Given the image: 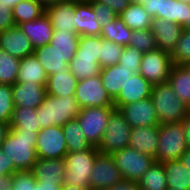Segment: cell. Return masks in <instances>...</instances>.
<instances>
[{"label": "cell", "mask_w": 190, "mask_h": 190, "mask_svg": "<svg viewBox=\"0 0 190 190\" xmlns=\"http://www.w3.org/2000/svg\"><path fill=\"white\" fill-rule=\"evenodd\" d=\"M10 128L24 129V131L39 132V114L30 107H14L9 123Z\"/></svg>", "instance_id": "31"}, {"label": "cell", "mask_w": 190, "mask_h": 190, "mask_svg": "<svg viewBox=\"0 0 190 190\" xmlns=\"http://www.w3.org/2000/svg\"><path fill=\"white\" fill-rule=\"evenodd\" d=\"M142 57L143 52L131 45H127L123 47V53L118 64L127 69H132L134 74H139Z\"/></svg>", "instance_id": "44"}, {"label": "cell", "mask_w": 190, "mask_h": 190, "mask_svg": "<svg viewBox=\"0 0 190 190\" xmlns=\"http://www.w3.org/2000/svg\"><path fill=\"white\" fill-rule=\"evenodd\" d=\"M0 48L19 59L34 53L31 41L17 25L0 32Z\"/></svg>", "instance_id": "17"}, {"label": "cell", "mask_w": 190, "mask_h": 190, "mask_svg": "<svg viewBox=\"0 0 190 190\" xmlns=\"http://www.w3.org/2000/svg\"><path fill=\"white\" fill-rule=\"evenodd\" d=\"M178 2H182V3H186V4H190V0H177Z\"/></svg>", "instance_id": "62"}, {"label": "cell", "mask_w": 190, "mask_h": 190, "mask_svg": "<svg viewBox=\"0 0 190 190\" xmlns=\"http://www.w3.org/2000/svg\"><path fill=\"white\" fill-rule=\"evenodd\" d=\"M166 172V182L168 189H188L190 190V172L180 160L163 162Z\"/></svg>", "instance_id": "30"}, {"label": "cell", "mask_w": 190, "mask_h": 190, "mask_svg": "<svg viewBox=\"0 0 190 190\" xmlns=\"http://www.w3.org/2000/svg\"><path fill=\"white\" fill-rule=\"evenodd\" d=\"M187 148L182 122L159 124L156 162L179 160Z\"/></svg>", "instance_id": "5"}, {"label": "cell", "mask_w": 190, "mask_h": 190, "mask_svg": "<svg viewBox=\"0 0 190 190\" xmlns=\"http://www.w3.org/2000/svg\"><path fill=\"white\" fill-rule=\"evenodd\" d=\"M19 27L29 38L34 49L49 44L54 33V28L46 13L34 21L20 24Z\"/></svg>", "instance_id": "21"}, {"label": "cell", "mask_w": 190, "mask_h": 190, "mask_svg": "<svg viewBox=\"0 0 190 190\" xmlns=\"http://www.w3.org/2000/svg\"><path fill=\"white\" fill-rule=\"evenodd\" d=\"M123 47L124 46L120 44L105 40L101 37L99 54V64L101 68L118 64L123 53Z\"/></svg>", "instance_id": "39"}, {"label": "cell", "mask_w": 190, "mask_h": 190, "mask_svg": "<svg viewBox=\"0 0 190 190\" xmlns=\"http://www.w3.org/2000/svg\"><path fill=\"white\" fill-rule=\"evenodd\" d=\"M22 0H1V2L5 5H8V8L13 10V7Z\"/></svg>", "instance_id": "58"}, {"label": "cell", "mask_w": 190, "mask_h": 190, "mask_svg": "<svg viewBox=\"0 0 190 190\" xmlns=\"http://www.w3.org/2000/svg\"><path fill=\"white\" fill-rule=\"evenodd\" d=\"M151 30L156 38L157 48L172 53L183 32V27L164 18H155Z\"/></svg>", "instance_id": "18"}, {"label": "cell", "mask_w": 190, "mask_h": 190, "mask_svg": "<svg viewBox=\"0 0 190 190\" xmlns=\"http://www.w3.org/2000/svg\"><path fill=\"white\" fill-rule=\"evenodd\" d=\"M131 127L122 113L115 109L108 120L104 136L98 147L99 152L112 154L128 147L130 142Z\"/></svg>", "instance_id": "8"}, {"label": "cell", "mask_w": 190, "mask_h": 190, "mask_svg": "<svg viewBox=\"0 0 190 190\" xmlns=\"http://www.w3.org/2000/svg\"><path fill=\"white\" fill-rule=\"evenodd\" d=\"M80 109L75 96L55 97L46 94L43 103L36 109L39 126L41 129L54 125L62 127L69 120L77 118Z\"/></svg>", "instance_id": "2"}, {"label": "cell", "mask_w": 190, "mask_h": 190, "mask_svg": "<svg viewBox=\"0 0 190 190\" xmlns=\"http://www.w3.org/2000/svg\"><path fill=\"white\" fill-rule=\"evenodd\" d=\"M152 87L153 85L141 74H134L127 80L114 100L115 108L119 110L123 105L151 97Z\"/></svg>", "instance_id": "15"}, {"label": "cell", "mask_w": 190, "mask_h": 190, "mask_svg": "<svg viewBox=\"0 0 190 190\" xmlns=\"http://www.w3.org/2000/svg\"><path fill=\"white\" fill-rule=\"evenodd\" d=\"M20 60L0 48V84L14 85L16 83Z\"/></svg>", "instance_id": "38"}, {"label": "cell", "mask_w": 190, "mask_h": 190, "mask_svg": "<svg viewBox=\"0 0 190 190\" xmlns=\"http://www.w3.org/2000/svg\"><path fill=\"white\" fill-rule=\"evenodd\" d=\"M134 75L132 69L120 64L101 68L100 77L103 87L114 101L127 80Z\"/></svg>", "instance_id": "23"}, {"label": "cell", "mask_w": 190, "mask_h": 190, "mask_svg": "<svg viewBox=\"0 0 190 190\" xmlns=\"http://www.w3.org/2000/svg\"><path fill=\"white\" fill-rule=\"evenodd\" d=\"M151 100L161 124L179 123L188 115L189 107L177 97L168 81L152 87Z\"/></svg>", "instance_id": "3"}, {"label": "cell", "mask_w": 190, "mask_h": 190, "mask_svg": "<svg viewBox=\"0 0 190 190\" xmlns=\"http://www.w3.org/2000/svg\"><path fill=\"white\" fill-rule=\"evenodd\" d=\"M98 3H103L112 8L117 15H120L130 4V0H94Z\"/></svg>", "instance_id": "49"}, {"label": "cell", "mask_w": 190, "mask_h": 190, "mask_svg": "<svg viewBox=\"0 0 190 190\" xmlns=\"http://www.w3.org/2000/svg\"><path fill=\"white\" fill-rule=\"evenodd\" d=\"M15 25L34 21L45 13V6L39 0H22L13 7Z\"/></svg>", "instance_id": "34"}, {"label": "cell", "mask_w": 190, "mask_h": 190, "mask_svg": "<svg viewBox=\"0 0 190 190\" xmlns=\"http://www.w3.org/2000/svg\"><path fill=\"white\" fill-rule=\"evenodd\" d=\"M69 1H72V2H75V3H80V2H89L91 0H69Z\"/></svg>", "instance_id": "60"}, {"label": "cell", "mask_w": 190, "mask_h": 190, "mask_svg": "<svg viewBox=\"0 0 190 190\" xmlns=\"http://www.w3.org/2000/svg\"><path fill=\"white\" fill-rule=\"evenodd\" d=\"M183 29L186 31H190V4H187V14L185 18V25Z\"/></svg>", "instance_id": "56"}, {"label": "cell", "mask_w": 190, "mask_h": 190, "mask_svg": "<svg viewBox=\"0 0 190 190\" xmlns=\"http://www.w3.org/2000/svg\"><path fill=\"white\" fill-rule=\"evenodd\" d=\"M12 190H37V182L32 171L16 172Z\"/></svg>", "instance_id": "45"}, {"label": "cell", "mask_w": 190, "mask_h": 190, "mask_svg": "<svg viewBox=\"0 0 190 190\" xmlns=\"http://www.w3.org/2000/svg\"><path fill=\"white\" fill-rule=\"evenodd\" d=\"M89 188L106 190L123 180L113 156L98 152L91 172Z\"/></svg>", "instance_id": "12"}, {"label": "cell", "mask_w": 190, "mask_h": 190, "mask_svg": "<svg viewBox=\"0 0 190 190\" xmlns=\"http://www.w3.org/2000/svg\"><path fill=\"white\" fill-rule=\"evenodd\" d=\"M46 96V87L42 84L16 82L12 85L14 107H30L37 109L41 106Z\"/></svg>", "instance_id": "16"}, {"label": "cell", "mask_w": 190, "mask_h": 190, "mask_svg": "<svg viewBox=\"0 0 190 190\" xmlns=\"http://www.w3.org/2000/svg\"><path fill=\"white\" fill-rule=\"evenodd\" d=\"M77 84L78 79L69 69L55 72V74L48 76L46 94L55 97L74 96Z\"/></svg>", "instance_id": "25"}, {"label": "cell", "mask_w": 190, "mask_h": 190, "mask_svg": "<svg viewBox=\"0 0 190 190\" xmlns=\"http://www.w3.org/2000/svg\"><path fill=\"white\" fill-rule=\"evenodd\" d=\"M131 33L132 30L118 15L116 19H113L111 22L101 27L100 36L105 40L127 46L129 45Z\"/></svg>", "instance_id": "36"}, {"label": "cell", "mask_w": 190, "mask_h": 190, "mask_svg": "<svg viewBox=\"0 0 190 190\" xmlns=\"http://www.w3.org/2000/svg\"><path fill=\"white\" fill-rule=\"evenodd\" d=\"M129 45L145 53L157 49L156 38L151 30H132Z\"/></svg>", "instance_id": "40"}, {"label": "cell", "mask_w": 190, "mask_h": 190, "mask_svg": "<svg viewBox=\"0 0 190 190\" xmlns=\"http://www.w3.org/2000/svg\"><path fill=\"white\" fill-rule=\"evenodd\" d=\"M171 56L174 65H190V31L183 30Z\"/></svg>", "instance_id": "41"}, {"label": "cell", "mask_w": 190, "mask_h": 190, "mask_svg": "<svg viewBox=\"0 0 190 190\" xmlns=\"http://www.w3.org/2000/svg\"><path fill=\"white\" fill-rule=\"evenodd\" d=\"M63 185H57L56 183H39L37 182V190H62Z\"/></svg>", "instance_id": "52"}, {"label": "cell", "mask_w": 190, "mask_h": 190, "mask_svg": "<svg viewBox=\"0 0 190 190\" xmlns=\"http://www.w3.org/2000/svg\"><path fill=\"white\" fill-rule=\"evenodd\" d=\"M98 152V148L93 146L85 151L68 152L63 159L65 163L63 185L72 184L88 189Z\"/></svg>", "instance_id": "4"}, {"label": "cell", "mask_w": 190, "mask_h": 190, "mask_svg": "<svg viewBox=\"0 0 190 190\" xmlns=\"http://www.w3.org/2000/svg\"><path fill=\"white\" fill-rule=\"evenodd\" d=\"M45 13L54 29L76 33L75 2L60 0L45 7Z\"/></svg>", "instance_id": "19"}, {"label": "cell", "mask_w": 190, "mask_h": 190, "mask_svg": "<svg viewBox=\"0 0 190 190\" xmlns=\"http://www.w3.org/2000/svg\"><path fill=\"white\" fill-rule=\"evenodd\" d=\"M106 190H140L138 186V182L122 180L121 182L114 184L112 187Z\"/></svg>", "instance_id": "50"}, {"label": "cell", "mask_w": 190, "mask_h": 190, "mask_svg": "<svg viewBox=\"0 0 190 190\" xmlns=\"http://www.w3.org/2000/svg\"><path fill=\"white\" fill-rule=\"evenodd\" d=\"M123 180L138 182L143 174L155 162L152 156L126 147L111 154Z\"/></svg>", "instance_id": "7"}, {"label": "cell", "mask_w": 190, "mask_h": 190, "mask_svg": "<svg viewBox=\"0 0 190 190\" xmlns=\"http://www.w3.org/2000/svg\"><path fill=\"white\" fill-rule=\"evenodd\" d=\"M45 7L51 5V4H55L56 2L60 1V0H39Z\"/></svg>", "instance_id": "59"}, {"label": "cell", "mask_w": 190, "mask_h": 190, "mask_svg": "<svg viewBox=\"0 0 190 190\" xmlns=\"http://www.w3.org/2000/svg\"><path fill=\"white\" fill-rule=\"evenodd\" d=\"M119 111L124 116L130 127L159 125L151 97L141 99L128 105H123Z\"/></svg>", "instance_id": "14"}, {"label": "cell", "mask_w": 190, "mask_h": 190, "mask_svg": "<svg viewBox=\"0 0 190 190\" xmlns=\"http://www.w3.org/2000/svg\"><path fill=\"white\" fill-rule=\"evenodd\" d=\"M182 164L188 169V171L190 172V147H188L184 154L180 157L179 159Z\"/></svg>", "instance_id": "55"}, {"label": "cell", "mask_w": 190, "mask_h": 190, "mask_svg": "<svg viewBox=\"0 0 190 190\" xmlns=\"http://www.w3.org/2000/svg\"><path fill=\"white\" fill-rule=\"evenodd\" d=\"M87 190H100V189H91V188H88Z\"/></svg>", "instance_id": "64"}, {"label": "cell", "mask_w": 190, "mask_h": 190, "mask_svg": "<svg viewBox=\"0 0 190 190\" xmlns=\"http://www.w3.org/2000/svg\"><path fill=\"white\" fill-rule=\"evenodd\" d=\"M74 96L80 108L114 106V101L102 85L100 75L78 80Z\"/></svg>", "instance_id": "10"}, {"label": "cell", "mask_w": 190, "mask_h": 190, "mask_svg": "<svg viewBox=\"0 0 190 190\" xmlns=\"http://www.w3.org/2000/svg\"><path fill=\"white\" fill-rule=\"evenodd\" d=\"M33 54L41 63L48 76L55 74V72L67 71L69 69V66L63 60L64 58L51 44L34 49Z\"/></svg>", "instance_id": "29"}, {"label": "cell", "mask_w": 190, "mask_h": 190, "mask_svg": "<svg viewBox=\"0 0 190 190\" xmlns=\"http://www.w3.org/2000/svg\"><path fill=\"white\" fill-rule=\"evenodd\" d=\"M172 66L171 53L157 48L143 53L139 74L154 86L168 81Z\"/></svg>", "instance_id": "9"}, {"label": "cell", "mask_w": 190, "mask_h": 190, "mask_svg": "<svg viewBox=\"0 0 190 190\" xmlns=\"http://www.w3.org/2000/svg\"><path fill=\"white\" fill-rule=\"evenodd\" d=\"M68 152H78L90 149L92 146L86 140L78 119H71L62 126Z\"/></svg>", "instance_id": "33"}, {"label": "cell", "mask_w": 190, "mask_h": 190, "mask_svg": "<svg viewBox=\"0 0 190 190\" xmlns=\"http://www.w3.org/2000/svg\"><path fill=\"white\" fill-rule=\"evenodd\" d=\"M101 36H80L75 57L99 58Z\"/></svg>", "instance_id": "42"}, {"label": "cell", "mask_w": 190, "mask_h": 190, "mask_svg": "<svg viewBox=\"0 0 190 190\" xmlns=\"http://www.w3.org/2000/svg\"><path fill=\"white\" fill-rule=\"evenodd\" d=\"M16 82H34L46 87L48 75L34 54L20 60Z\"/></svg>", "instance_id": "27"}, {"label": "cell", "mask_w": 190, "mask_h": 190, "mask_svg": "<svg viewBox=\"0 0 190 190\" xmlns=\"http://www.w3.org/2000/svg\"><path fill=\"white\" fill-rule=\"evenodd\" d=\"M35 149L39 159H64L68 150L62 127L54 125L41 129Z\"/></svg>", "instance_id": "11"}, {"label": "cell", "mask_w": 190, "mask_h": 190, "mask_svg": "<svg viewBox=\"0 0 190 190\" xmlns=\"http://www.w3.org/2000/svg\"><path fill=\"white\" fill-rule=\"evenodd\" d=\"M158 136L159 125L132 127L128 146L138 152L152 156L156 162Z\"/></svg>", "instance_id": "20"}, {"label": "cell", "mask_w": 190, "mask_h": 190, "mask_svg": "<svg viewBox=\"0 0 190 190\" xmlns=\"http://www.w3.org/2000/svg\"><path fill=\"white\" fill-rule=\"evenodd\" d=\"M168 82L177 97L190 108V65L173 64Z\"/></svg>", "instance_id": "28"}, {"label": "cell", "mask_w": 190, "mask_h": 190, "mask_svg": "<svg viewBox=\"0 0 190 190\" xmlns=\"http://www.w3.org/2000/svg\"><path fill=\"white\" fill-rule=\"evenodd\" d=\"M9 123L0 122V146L9 132Z\"/></svg>", "instance_id": "54"}, {"label": "cell", "mask_w": 190, "mask_h": 190, "mask_svg": "<svg viewBox=\"0 0 190 190\" xmlns=\"http://www.w3.org/2000/svg\"><path fill=\"white\" fill-rule=\"evenodd\" d=\"M131 4H141V0H130Z\"/></svg>", "instance_id": "61"}, {"label": "cell", "mask_w": 190, "mask_h": 190, "mask_svg": "<svg viewBox=\"0 0 190 190\" xmlns=\"http://www.w3.org/2000/svg\"><path fill=\"white\" fill-rule=\"evenodd\" d=\"M167 176L163 164L154 162L138 181L140 190H167Z\"/></svg>", "instance_id": "35"}, {"label": "cell", "mask_w": 190, "mask_h": 190, "mask_svg": "<svg viewBox=\"0 0 190 190\" xmlns=\"http://www.w3.org/2000/svg\"><path fill=\"white\" fill-rule=\"evenodd\" d=\"M14 163L0 150V176L15 174Z\"/></svg>", "instance_id": "48"}, {"label": "cell", "mask_w": 190, "mask_h": 190, "mask_svg": "<svg viewBox=\"0 0 190 190\" xmlns=\"http://www.w3.org/2000/svg\"><path fill=\"white\" fill-rule=\"evenodd\" d=\"M140 5L145 8L153 19L164 18L182 27L185 25L186 3L178 2L177 0H141Z\"/></svg>", "instance_id": "13"}, {"label": "cell", "mask_w": 190, "mask_h": 190, "mask_svg": "<svg viewBox=\"0 0 190 190\" xmlns=\"http://www.w3.org/2000/svg\"><path fill=\"white\" fill-rule=\"evenodd\" d=\"M182 125L184 129V133L186 136V141L188 147H190V116L186 115L185 118L182 120Z\"/></svg>", "instance_id": "53"}, {"label": "cell", "mask_w": 190, "mask_h": 190, "mask_svg": "<svg viewBox=\"0 0 190 190\" xmlns=\"http://www.w3.org/2000/svg\"><path fill=\"white\" fill-rule=\"evenodd\" d=\"M13 175L0 176V190H12Z\"/></svg>", "instance_id": "51"}, {"label": "cell", "mask_w": 190, "mask_h": 190, "mask_svg": "<svg viewBox=\"0 0 190 190\" xmlns=\"http://www.w3.org/2000/svg\"><path fill=\"white\" fill-rule=\"evenodd\" d=\"M38 132L10 128L0 150L14 163L16 172L31 171L38 157L35 149Z\"/></svg>", "instance_id": "1"}, {"label": "cell", "mask_w": 190, "mask_h": 190, "mask_svg": "<svg viewBox=\"0 0 190 190\" xmlns=\"http://www.w3.org/2000/svg\"><path fill=\"white\" fill-rule=\"evenodd\" d=\"M13 110L12 85L0 84V122L10 123Z\"/></svg>", "instance_id": "43"}, {"label": "cell", "mask_w": 190, "mask_h": 190, "mask_svg": "<svg viewBox=\"0 0 190 190\" xmlns=\"http://www.w3.org/2000/svg\"><path fill=\"white\" fill-rule=\"evenodd\" d=\"M62 190H87V189L84 187H81V186H75L72 184H68V185H63Z\"/></svg>", "instance_id": "57"}, {"label": "cell", "mask_w": 190, "mask_h": 190, "mask_svg": "<svg viewBox=\"0 0 190 190\" xmlns=\"http://www.w3.org/2000/svg\"><path fill=\"white\" fill-rule=\"evenodd\" d=\"M167 190H188V189H175V188H170V189H167Z\"/></svg>", "instance_id": "63"}, {"label": "cell", "mask_w": 190, "mask_h": 190, "mask_svg": "<svg viewBox=\"0 0 190 190\" xmlns=\"http://www.w3.org/2000/svg\"><path fill=\"white\" fill-rule=\"evenodd\" d=\"M15 26L13 11L0 0V32Z\"/></svg>", "instance_id": "47"}, {"label": "cell", "mask_w": 190, "mask_h": 190, "mask_svg": "<svg viewBox=\"0 0 190 190\" xmlns=\"http://www.w3.org/2000/svg\"><path fill=\"white\" fill-rule=\"evenodd\" d=\"M80 35L74 32L61 31V29H54L52 39L49 44L64 58V62L69 65L75 57L78 49Z\"/></svg>", "instance_id": "26"}, {"label": "cell", "mask_w": 190, "mask_h": 190, "mask_svg": "<svg viewBox=\"0 0 190 190\" xmlns=\"http://www.w3.org/2000/svg\"><path fill=\"white\" fill-rule=\"evenodd\" d=\"M92 7L94 14L96 15V20L99 22L101 27L108 24L113 19H116L118 16L116 12H114L112 8L106 4L98 3L92 0Z\"/></svg>", "instance_id": "46"}, {"label": "cell", "mask_w": 190, "mask_h": 190, "mask_svg": "<svg viewBox=\"0 0 190 190\" xmlns=\"http://www.w3.org/2000/svg\"><path fill=\"white\" fill-rule=\"evenodd\" d=\"M119 16L131 30L149 29L153 21V17L139 4L130 3Z\"/></svg>", "instance_id": "32"}, {"label": "cell", "mask_w": 190, "mask_h": 190, "mask_svg": "<svg viewBox=\"0 0 190 190\" xmlns=\"http://www.w3.org/2000/svg\"><path fill=\"white\" fill-rule=\"evenodd\" d=\"M75 20L76 34L80 36H100L101 25L96 20L92 0L75 3Z\"/></svg>", "instance_id": "24"}, {"label": "cell", "mask_w": 190, "mask_h": 190, "mask_svg": "<svg viewBox=\"0 0 190 190\" xmlns=\"http://www.w3.org/2000/svg\"><path fill=\"white\" fill-rule=\"evenodd\" d=\"M36 182L63 185L65 163L63 159H37L31 170Z\"/></svg>", "instance_id": "22"}, {"label": "cell", "mask_w": 190, "mask_h": 190, "mask_svg": "<svg viewBox=\"0 0 190 190\" xmlns=\"http://www.w3.org/2000/svg\"><path fill=\"white\" fill-rule=\"evenodd\" d=\"M68 66L78 80L98 76L101 72L99 58L74 57Z\"/></svg>", "instance_id": "37"}, {"label": "cell", "mask_w": 190, "mask_h": 190, "mask_svg": "<svg viewBox=\"0 0 190 190\" xmlns=\"http://www.w3.org/2000/svg\"><path fill=\"white\" fill-rule=\"evenodd\" d=\"M115 106L81 108L77 117L86 140L93 147H99L105 129Z\"/></svg>", "instance_id": "6"}]
</instances>
